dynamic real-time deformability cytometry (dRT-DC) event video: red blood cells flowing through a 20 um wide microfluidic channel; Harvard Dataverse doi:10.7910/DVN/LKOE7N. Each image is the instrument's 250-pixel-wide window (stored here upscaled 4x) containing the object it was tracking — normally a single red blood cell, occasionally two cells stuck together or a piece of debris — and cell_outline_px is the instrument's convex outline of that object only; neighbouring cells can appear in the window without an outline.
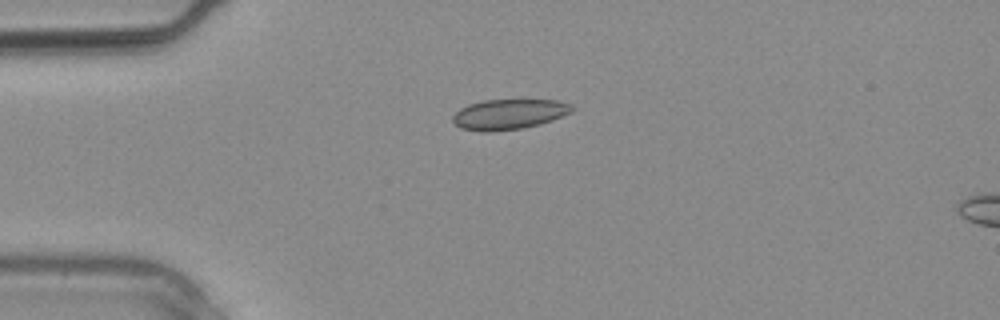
{"species": "common noctule bat (a hibernating species)", "species_latin": "Nyctalus noctula", "temperature_condition": "warm", "stored_images_in_passage": 2, "camera_frame_rate_fps": 3000, "um_per_image_px": 0.085, "animal": {"sex": "male", "body_mass_g": 20.4}, "frame": {"image": 1, "passage_image": 2, "time_ms": 0.333, "image_size_px": [1000, 320], "cell_outline_px": [[576, 108], [572, 112], [552, 120], [540, 124], [520, 128], [492, 132], [480, 132], [460, 128], [452, 120], [452, 116], [460, 108], [468, 104], [484, 100], [556, 100], [568, 104]], "centroid_in_image_um": [43.23, 9.72], "position_along_channel_um": 41.8, "area_um2": 21.04}}